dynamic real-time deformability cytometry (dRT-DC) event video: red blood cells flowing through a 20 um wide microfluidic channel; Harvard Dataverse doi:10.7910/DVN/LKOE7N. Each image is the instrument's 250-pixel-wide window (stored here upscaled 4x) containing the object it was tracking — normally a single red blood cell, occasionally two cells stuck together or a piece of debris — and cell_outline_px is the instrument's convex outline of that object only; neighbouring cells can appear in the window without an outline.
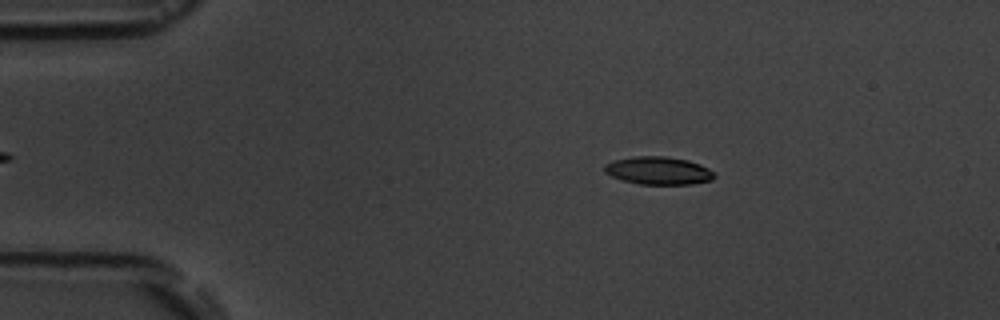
{"species": "common noctule bat (a hibernating species)", "species_latin": "Nyctalus noctula", "temperature_condition": "room temperature", "stored_images_in_passage": 4, "camera_frame_rate_fps": 3000, "um_per_image_px": 0.085, "animal": {"sex": "male", "body_mass_g": 19.5, "forearm_length_mm": 54.6}, "frame": {"image": 1, "passage_image": 2, "time_ms": 1.0, "image_size_px": [1000, 320], "cell_outline_px": [[716, 176], [712, 180], [692, 184], [640, 184], [624, 180], [612, 176], [604, 172], [604, 164], [616, 160], [636, 156], [664, 156], [688, 160], [700, 164], [716, 172]], "centroid_in_image_um": [56.01, 14.5], "position_along_channel_um": 29.0, "area_um2": 17.8}}
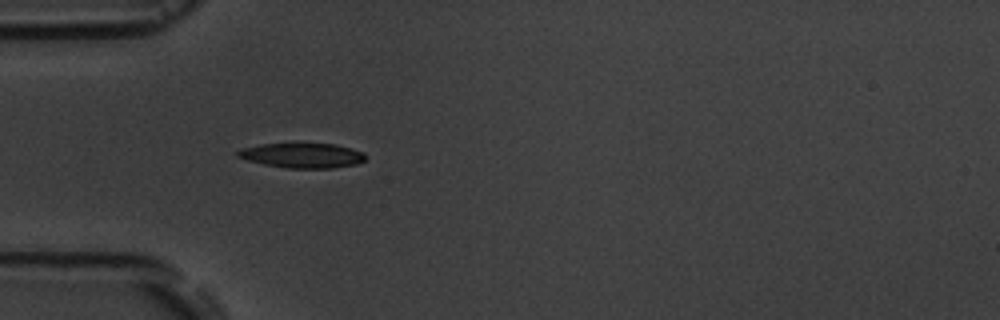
{"frame": {"image": 2, "passage_image": 4, "time_ms": 3.333, "image_size_px": [1000, 320], "cell_outline_px": [[364, 160], [356, 164], [332, 168], [288, 168], [264, 164], [248, 160], [236, 156], [236, 152], [240, 148], [260, 144], [304, 140], [336, 144], [352, 148], [364, 152]], "centroid_in_image_um": [25.67, 13.15], "position_along_channel_um": 59.3, "area_um2": 19.48}}